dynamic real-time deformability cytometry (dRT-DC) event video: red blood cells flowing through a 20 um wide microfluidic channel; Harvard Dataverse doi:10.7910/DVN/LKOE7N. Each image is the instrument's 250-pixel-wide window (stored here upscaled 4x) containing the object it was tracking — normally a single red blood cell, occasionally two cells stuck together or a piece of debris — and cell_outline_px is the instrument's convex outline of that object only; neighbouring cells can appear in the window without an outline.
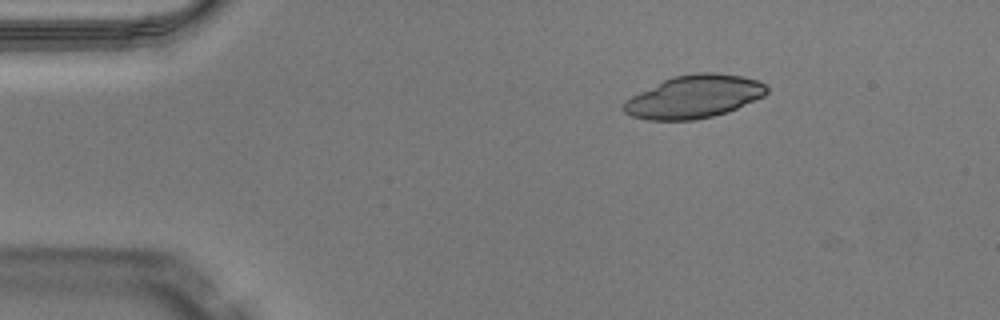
{"species": "Egyptian fruit bat (a non-hibernating species)", "species_latin": "Rousettus aegyptiacus", "temperature_condition": "warm", "stored_images_in_passage": 7, "camera_frame_rate_fps": 3000, "um_per_image_px": 0.085, "animal": {"sex": "male"}, "frame": {"image": 1, "passage_image": 1, "time_ms": 0.0, "image_size_px": [1000, 320], "cell_outline_px": [[768, 92], [764, 96], [736, 108], [712, 116], [692, 120], [648, 120], [632, 116], [624, 112], [620, 108], [624, 100], [664, 80], [676, 76], [696, 72], [716, 72], [740, 76], [756, 80], [764, 84], [768, 88]], "centroid_in_image_um": [58.96, 8.22], "position_along_channel_um": 26.0, "area_um2": 35.43}}